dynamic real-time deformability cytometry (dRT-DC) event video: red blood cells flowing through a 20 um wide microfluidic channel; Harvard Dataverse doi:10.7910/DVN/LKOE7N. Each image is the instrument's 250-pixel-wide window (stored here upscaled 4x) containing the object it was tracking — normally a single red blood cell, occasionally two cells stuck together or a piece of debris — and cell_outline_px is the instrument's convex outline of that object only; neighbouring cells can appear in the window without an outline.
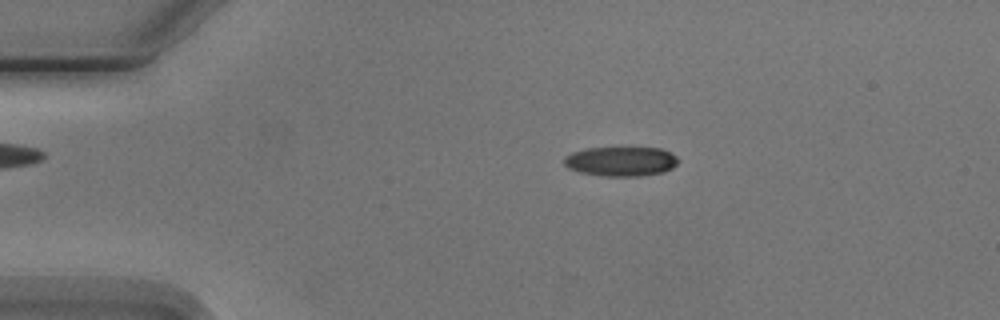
{"species": "Egyptian fruit bat (a non-hibernating species)", "species_latin": "Rousettus aegyptiacus", "temperature_condition": "cold", "stored_images_in_passage": 4, "camera_frame_rate_fps": 3000, "um_per_image_px": 0.085, "animal": {"sex": "male"}, "frame": {"image": 1, "passage_image": 2, "time_ms": 1.333, "image_size_px": [1000, 320], "cell_outline_px": [[680, 160], [672, 168], [664, 172], [640, 176], [604, 176], [580, 172], [568, 168], [564, 164], [564, 156], [572, 152], [588, 148], [660, 148], [676, 156]], "centroid_in_image_um": [52.78, 13.72], "position_along_channel_um": 32.2, "area_um2": 19.59}}
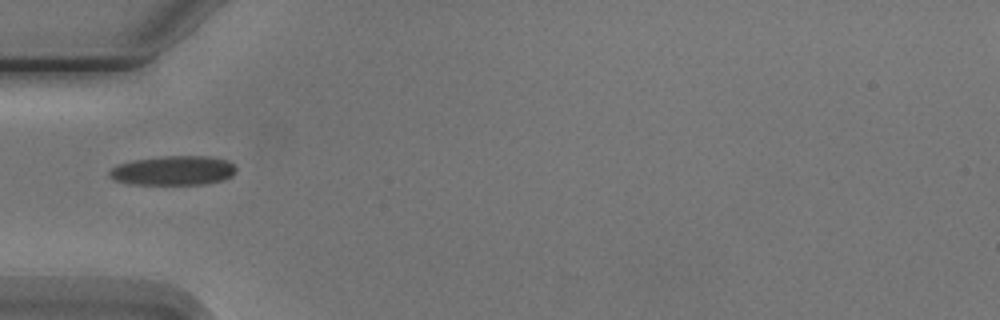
{"frame": {"image": 2, "passage_image": 4, "time_ms": 3.667, "image_size_px": [1000, 320], "cell_outline_px": [[236, 172], [232, 176], [224, 180], [204, 184], [132, 184], [116, 180], [108, 176], [108, 172], [116, 164], [132, 160], [160, 156], [208, 156], [228, 160], [236, 168]], "centroid_in_image_um": [14.73, 14.49], "position_along_channel_um": 70.3, "area_um2": 21.85}}